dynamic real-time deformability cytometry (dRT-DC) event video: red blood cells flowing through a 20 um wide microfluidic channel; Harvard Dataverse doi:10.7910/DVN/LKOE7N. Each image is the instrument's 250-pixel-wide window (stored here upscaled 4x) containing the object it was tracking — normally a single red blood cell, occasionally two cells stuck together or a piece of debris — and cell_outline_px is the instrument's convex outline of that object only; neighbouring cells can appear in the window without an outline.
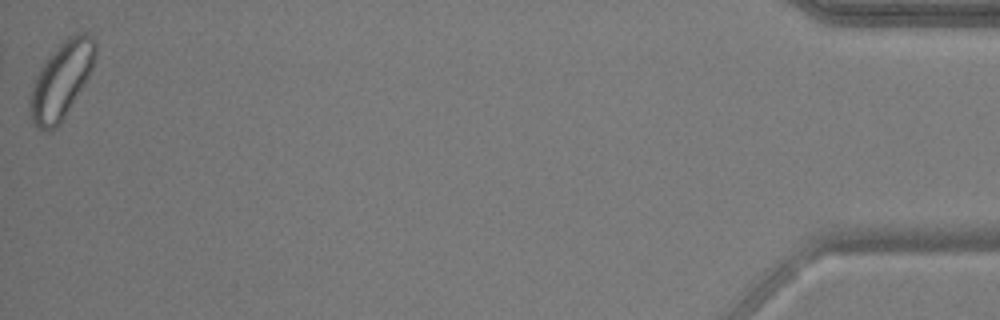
{"species": "common noctule bat (a hibernating species)", "species_latin": "Nyctalus noctula", "temperature_condition": "warm", "stored_images_in_passage": 38, "camera_frame_rate_fps": 3000, "um_per_image_px": 0.085, "animal": {"sex": "male", "body_mass_g": 17.9, "forearm_length_mm": 54.2}, "frame": {"image": 1, "passage_image": 38, "time_ms": 12.333, "image_size_px": [1000, 320], "cell_outline_px": [[96, 56], [92, 68], [88, 76], [60, 124], [56, 128], [48, 132], [36, 128], [28, 112], [28, 96], [32, 84], [40, 68], [48, 56], [68, 36], [80, 32], [88, 32], [96, 40]], "centroid_in_image_um": [5.18, 6.83], "position_along_channel_um": 430.0, "area_um2": 29.36}, "authors_computed_cell_mechanics": {"area_um2": 18.5538, "velocity_mm_per_s": 3.6827, "shape_relaxation_time_tau1_ms": 9.7859, "shape_relaxation_time_tau2_ms": null, "deformation_change_tau1": 0.1697, "deformation_change_tau2": null}}